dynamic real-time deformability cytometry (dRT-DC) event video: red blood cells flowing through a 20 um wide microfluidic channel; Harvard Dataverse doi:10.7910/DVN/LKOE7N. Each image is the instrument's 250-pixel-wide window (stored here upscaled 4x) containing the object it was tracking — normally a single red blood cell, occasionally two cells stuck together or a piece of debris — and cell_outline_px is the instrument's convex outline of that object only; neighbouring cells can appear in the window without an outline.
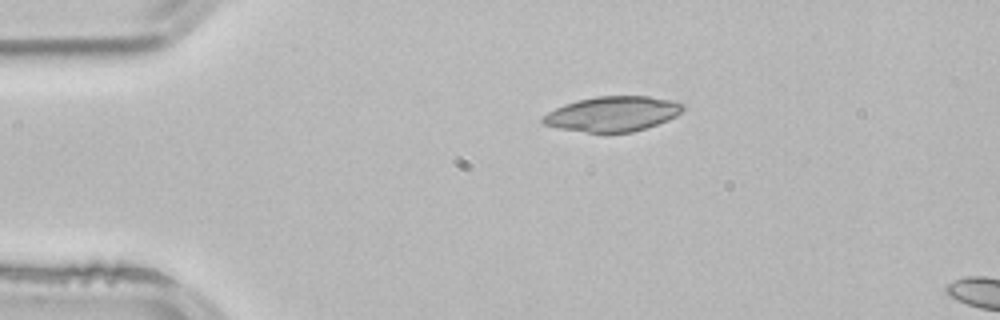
{"species": "common noctule bat (a hibernating species)", "species_latin": "Nyctalus noctula", "temperature_condition": "room temperature", "stored_images_in_passage": 2, "camera_frame_rate_fps": 3000, "um_per_image_px": 0.085, "animal": {"sex": "male", "body_mass_g": 21.5, "forearm_length_mm": 52.0}, "frame": {"image": 1, "passage_image": 1, "time_ms": 0.0, "image_size_px": [1000, 320], "cell_outline_px": [[684, 108], [676, 116], [668, 120], [632, 132], [588, 132], [560, 128], [544, 124], [540, 120], [548, 112], [564, 104], [576, 100], [596, 96], [648, 96], [672, 100], [684, 104]], "centroid_in_image_um": [52.08, 9.66], "position_along_channel_um": 32.9, "area_um2": 28.32}}